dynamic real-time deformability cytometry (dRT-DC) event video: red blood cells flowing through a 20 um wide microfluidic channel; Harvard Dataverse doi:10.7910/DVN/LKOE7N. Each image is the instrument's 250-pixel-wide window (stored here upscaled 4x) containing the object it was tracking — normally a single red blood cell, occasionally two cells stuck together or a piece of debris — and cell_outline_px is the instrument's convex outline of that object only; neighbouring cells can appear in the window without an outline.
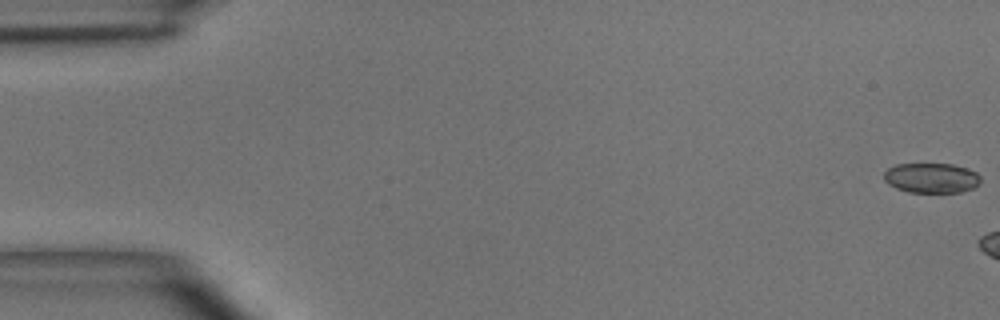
{"species": "common noctule bat (a hibernating species)", "species_latin": "Nyctalus noctula", "temperature_condition": "room temperature", "stored_images_in_passage": 9, "camera_frame_rate_fps": 3000, "um_per_image_px": 0.085, "animal": {"sex": "male", "body_mass_g": 15.6}, "frame": {"image": 1, "passage_image": 1, "time_ms": 0.0, "image_size_px": [1000, 320], "cell_outline_px": [[980, 184], [972, 188], [960, 192], [908, 192], [896, 188], [888, 184], [884, 180], [884, 172], [888, 168], [896, 164], [952, 164], [976, 172], [980, 176]], "centroid_in_image_um": [79.15, 15.13], "position_along_channel_um": 5.9, "area_um2": 16.82}}